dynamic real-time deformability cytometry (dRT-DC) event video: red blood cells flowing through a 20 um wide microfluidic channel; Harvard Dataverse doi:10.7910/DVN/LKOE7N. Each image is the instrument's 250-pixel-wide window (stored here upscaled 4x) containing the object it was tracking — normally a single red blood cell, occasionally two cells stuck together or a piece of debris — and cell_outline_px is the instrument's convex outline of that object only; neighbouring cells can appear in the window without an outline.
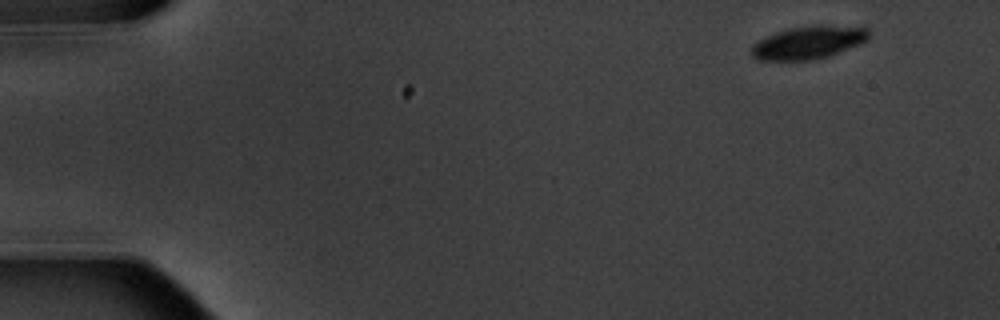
{"species": "common noctule bat (a hibernating species)", "species_latin": "Nyctalus noctula", "temperature_condition": "warm", "stored_images_in_passage": 4, "camera_frame_rate_fps": 3000, "um_per_image_px": 0.085, "animal": {"sex": "male", "body_mass_g": 20.1, "forearm_length_mm": 53.5}, "frame": {"image": 1, "passage_image": 1, "time_ms": 0.0, "image_size_px": [1000, 320], "cell_outline_px": [[868, 40], [860, 44], [828, 56], [812, 60], [756, 60], [752, 56], [752, 44], [764, 36], [776, 32], [792, 28], [820, 24], [868, 28]], "centroid_in_image_um": [68.69, 3.61], "position_along_channel_um": 16.3, "area_um2": 22.48}}
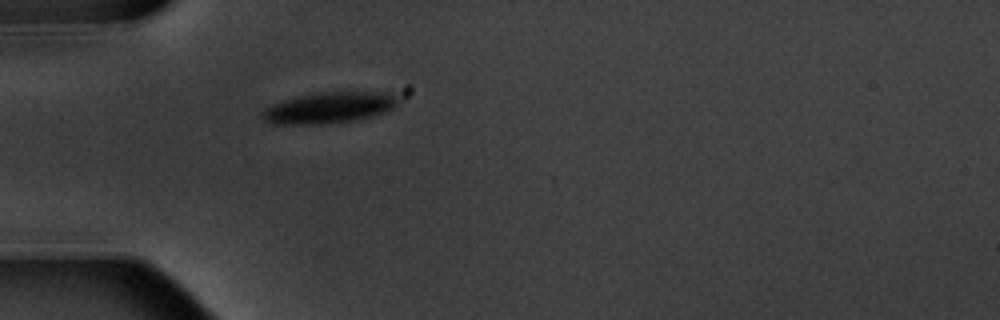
{"frame": {"image": 2, "passage_image": 4, "time_ms": 4.333, "image_size_px": [1000, 320], "cell_outline_px": [[400, 100], [396, 108], [372, 116], [352, 120], [320, 124], [272, 124], [264, 120], [260, 116], [260, 112], [264, 108], [272, 104], [284, 100], [316, 92], [396, 92], [400, 96]], "centroid_in_image_um": [28.02, 9.14], "position_along_channel_um": 57.0, "area_um2": 24.91}}